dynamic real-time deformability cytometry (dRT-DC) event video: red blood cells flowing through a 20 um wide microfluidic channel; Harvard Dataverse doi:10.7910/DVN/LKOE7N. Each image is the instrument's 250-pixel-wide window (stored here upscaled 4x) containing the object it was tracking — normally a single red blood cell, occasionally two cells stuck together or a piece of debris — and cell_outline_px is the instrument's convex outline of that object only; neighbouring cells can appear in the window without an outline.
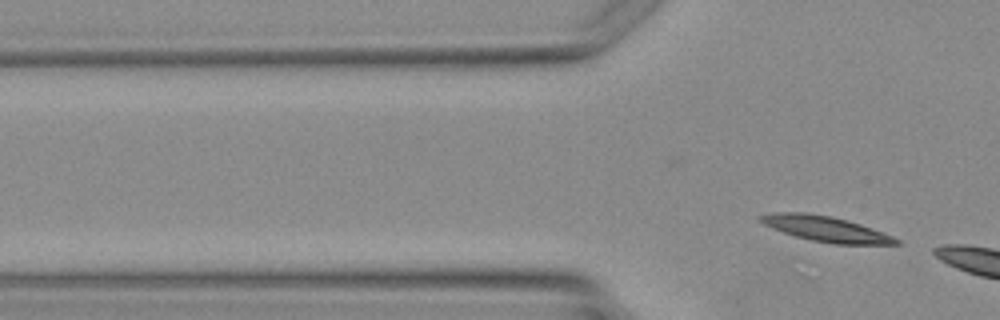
{"species": "Egyptian fruit bat (a non-hibernating species)", "species_latin": "Rousettus aegyptiacus", "temperature_condition": "warm", "stored_images_in_passage": 2, "segment_of_instrument_passage": [2, 2], "camera_frame_rate_fps": 3000, "um_per_image_px": 0.085, "animal": {"sex": "female"}, "frame": {"image": 1, "passage_image": 2, "time_ms": 2.333, "image_size_px": [1000, 320], "cell_outline_px": [[900, 244], [836, 244], [812, 240], [796, 236], [772, 228], [764, 224], [756, 216], [776, 212], [804, 212], [832, 216], [848, 220], [860, 224], [892, 236], [900, 240]], "centroid_in_image_um": [70.17, 19.44], "position_along_channel_um": 55.6, "area_um2": 19.83}}